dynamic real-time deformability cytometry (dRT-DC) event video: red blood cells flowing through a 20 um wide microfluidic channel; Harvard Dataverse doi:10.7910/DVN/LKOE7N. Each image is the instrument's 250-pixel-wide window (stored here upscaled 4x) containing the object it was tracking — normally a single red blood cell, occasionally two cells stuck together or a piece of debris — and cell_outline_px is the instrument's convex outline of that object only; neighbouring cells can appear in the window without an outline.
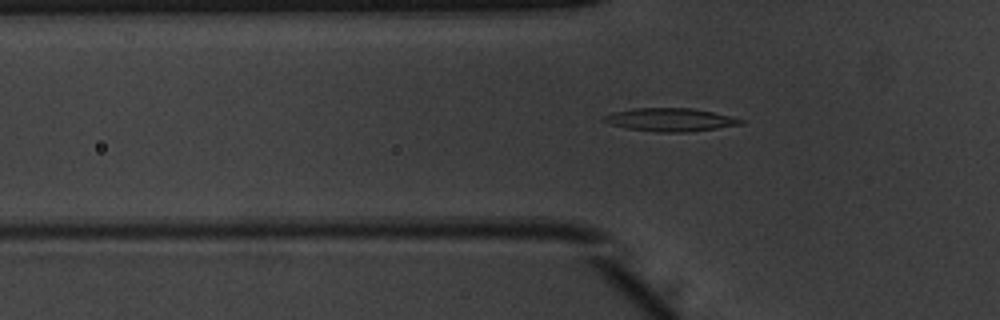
{"species": "common noctule bat (a hibernating species)", "species_latin": "Nyctalus noctula", "temperature_condition": "warm", "stored_images_in_passage": 40, "camera_frame_rate_fps": 3000, "um_per_image_px": 0.085, "animal": {"sex": "male", "body_mass_g": 20.1, "forearm_length_mm": 53.5}, "frame": {"image": 1, "passage_image": 6, "time_ms": 1.667, "image_size_px": [1000, 320], "cell_outline_px": [[748, 120], [744, 124], [688, 132], [656, 132], [628, 128], [612, 124], [600, 120], [604, 116], [612, 112], [636, 108], [692, 108], [712, 112]], "centroid_in_image_um": [57.01, 10.17], "position_along_channel_um": 68.8, "area_um2": 18.44}}
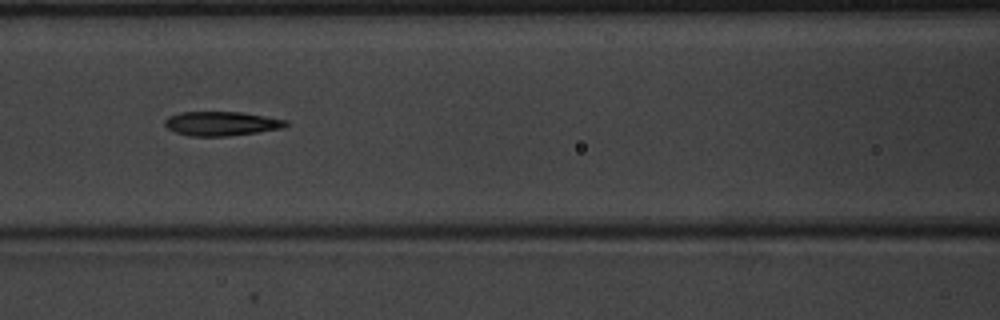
{"frame": {"image": 2, "passage_image": 12, "time_ms": 3.667, "image_size_px": [1000, 320], "cell_outline_px": [[288, 124], [284, 128], [228, 136], [188, 136], [176, 132], [168, 128], [164, 124], [164, 120], [168, 116], [180, 112], [240, 112], [288, 120]], "centroid_in_image_um": [18.81, 10.5], "position_along_channel_um": 147.8, "area_um2": 17.05}}
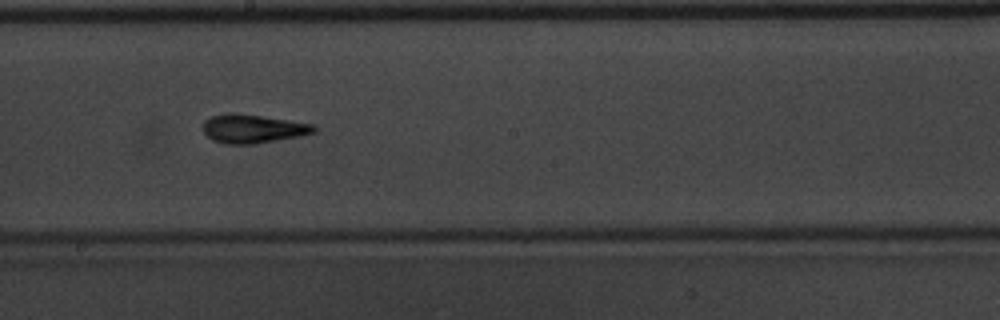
{"frame": {"image": 3, "passage_image": 18, "time_ms": 5.667, "image_size_px": [1000, 320], "cell_outline_px": [[316, 132], [300, 136], [256, 144], [224, 144], [212, 140], [204, 132], [204, 120], [212, 116], [228, 112], [236, 112], [288, 120], [312, 124], [316, 128]], "centroid_in_image_um": [21.47, 10.94], "position_along_channel_um": 226.7, "area_um2": 18.61}, "authors_computed_cell_mechanics": {"area_um2": 17.2533, "velocity_mm_per_s": 3.9592, "shape_relaxation_time_tau1_ms": 3.392, "shape_relaxation_time_tau2_ms": 2.6515, "deformation_change_tau1": 0.1882, "deformation_change_tau2": 0.1239}}